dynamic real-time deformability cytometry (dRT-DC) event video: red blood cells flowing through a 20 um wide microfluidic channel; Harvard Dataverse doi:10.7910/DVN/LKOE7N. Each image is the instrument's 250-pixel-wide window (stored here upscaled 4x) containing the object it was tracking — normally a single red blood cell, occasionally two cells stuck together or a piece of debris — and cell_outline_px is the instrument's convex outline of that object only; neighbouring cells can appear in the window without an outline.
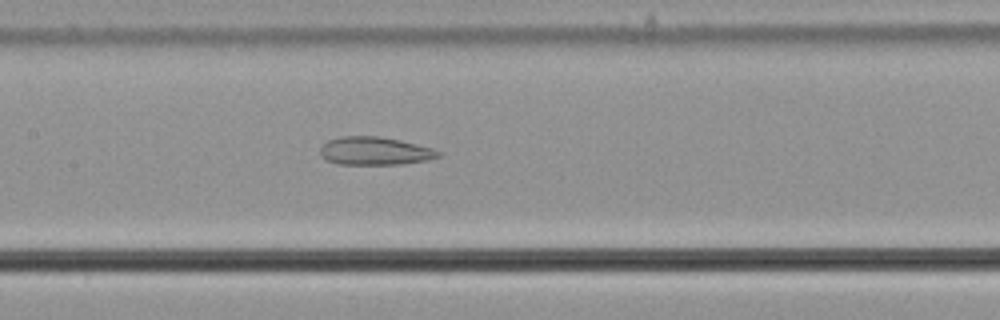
{"species": "common noctule bat (a hibernating species)", "species_latin": "Nyctalus noctula", "temperature_condition": "cold", "stored_images_in_passage": 51, "camera_frame_rate_fps": 3000, "um_per_image_px": 0.085, "animal": {"sex": "male", "body_mass_g": 21.5, "forearm_length_mm": 52.0}, "frame": {"image": 1, "passage_image": 22, "time_ms": 7.0, "image_size_px": [1000, 320], "cell_outline_px": [[444, 152], [440, 156], [428, 160], [404, 164], [336, 164], [324, 160], [320, 156], [320, 148], [328, 140], [340, 136], [380, 136], [400, 140], [432, 148]], "centroid_in_image_um": [31.86, 12.84], "position_along_channel_um": 175.5, "area_um2": 19.59}}
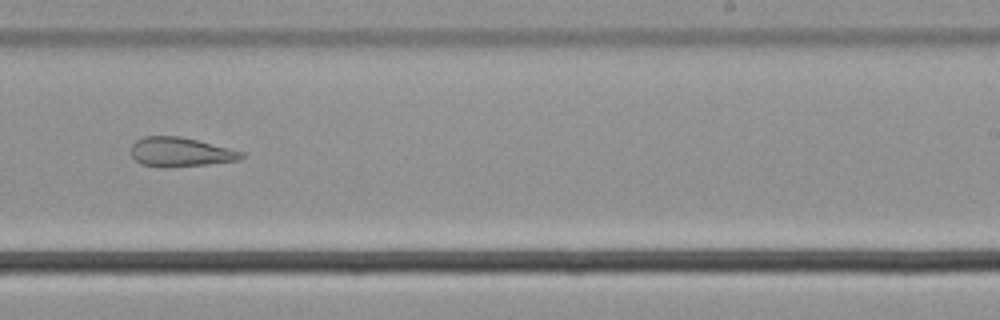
{"frame": {"image": 2, "passage_image": 30, "time_ms": 9.667, "image_size_px": [1000, 320], "cell_outline_px": [[244, 156], [240, 160], [204, 164], [164, 168], [140, 164], [132, 156], [132, 144], [136, 140], [144, 136], [180, 136], [244, 152]], "centroid_in_image_um": [15.3, 12.93], "position_along_channel_um": 273.7, "area_um2": 18.67}}
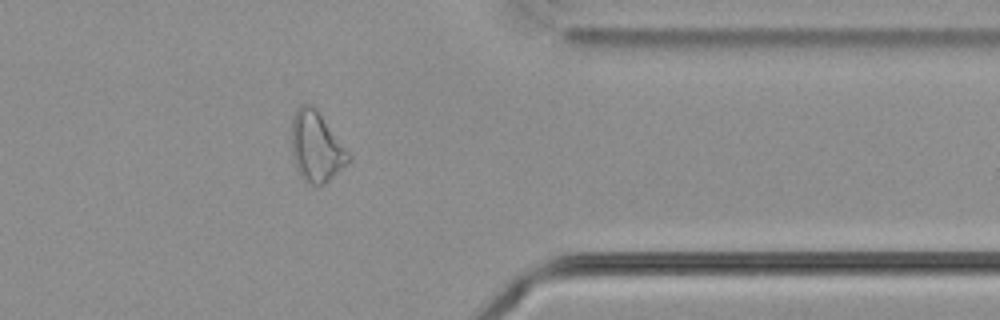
{"frame": {"image": 3, "passage_image": 40, "time_ms": 13.0, "image_size_px": [1000, 320], "cell_outline_px": [[352, 160], [324, 184], [308, 184], [300, 176], [292, 156], [292, 116], [296, 108], [300, 104], [312, 104], [316, 108], [352, 156]], "centroid_in_image_um": [26.88, 12.46], "position_along_channel_um": 384.5, "area_um2": 23.35}, "authors_computed_cell_mechanics": {"area_um2": 23.4668, "velocity_mm_per_s": 3.6937, "shape_relaxation_time_tau1_ms": null, "shape_relaxation_time_tau2_ms": 2.6592, "deformation_change_tau1": null, "deformation_change_tau2": 0.1185}}